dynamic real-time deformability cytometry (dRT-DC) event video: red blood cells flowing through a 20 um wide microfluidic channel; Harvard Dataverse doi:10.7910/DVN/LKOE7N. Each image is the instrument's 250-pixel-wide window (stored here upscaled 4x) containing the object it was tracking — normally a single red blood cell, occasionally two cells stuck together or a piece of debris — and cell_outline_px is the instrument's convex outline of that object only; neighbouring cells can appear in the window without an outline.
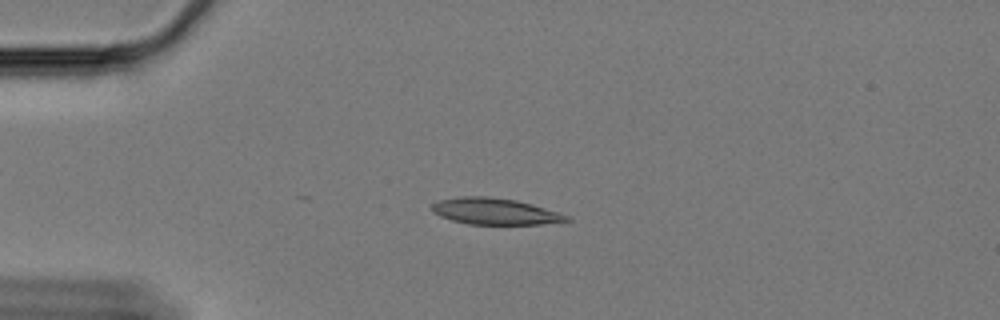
{"species": "Egyptian fruit bat (a non-hibernating species)", "species_latin": "Rousettus aegyptiacus", "temperature_condition": "cold", "stored_images_in_passage": 32, "camera_frame_rate_fps": 3000, "um_per_image_px": 0.085, "animal": {"sex": "female"}, "frame": {"image": 1, "passage_image": 14, "time_ms": 4.333, "image_size_px": [1000, 320], "cell_outline_px": [[572, 220], [540, 224], [468, 224], [452, 220], [440, 216], [432, 212], [432, 204], [440, 200], [464, 196], [488, 196], [516, 200], [532, 204], [560, 212], [568, 216]], "centroid_in_image_um": [42.08, 17.96], "position_along_channel_um": 42.9, "area_um2": 20.63}}
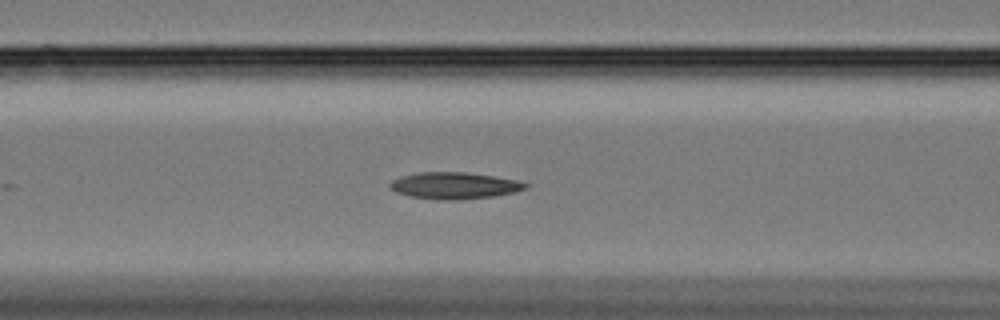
{"frame": {"image": 2, "passage_image": 24, "time_ms": 7.667, "image_size_px": [1000, 320], "cell_outline_px": [[528, 188], [512, 192], [492, 196], [460, 200], [436, 200], [412, 196], [396, 192], [388, 184], [392, 180], [404, 176], [420, 172], [464, 172], [492, 176], [516, 180], [528, 184]], "centroid_in_image_um": [38.61, 15.78], "position_along_channel_um": 128.0, "area_um2": 20.75}}
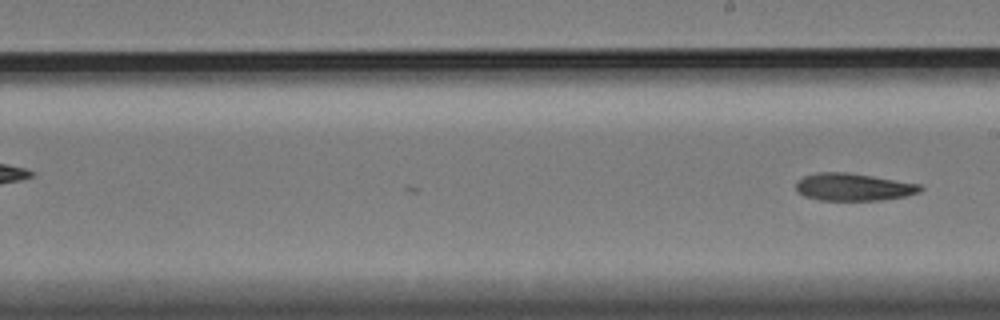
{"frame": {"image": 3, "passage_image": 32, "time_ms": 10.333, "image_size_px": [1000, 320], "cell_outline_px": [[924, 188], [920, 192], [904, 196], [880, 200], [820, 200], [804, 196], [796, 188], [796, 180], [804, 176], [816, 172], [848, 172], [920, 184]], "centroid_in_image_um": [72.52, 15.89], "position_along_channel_um": 216.5, "area_um2": 19.83}}